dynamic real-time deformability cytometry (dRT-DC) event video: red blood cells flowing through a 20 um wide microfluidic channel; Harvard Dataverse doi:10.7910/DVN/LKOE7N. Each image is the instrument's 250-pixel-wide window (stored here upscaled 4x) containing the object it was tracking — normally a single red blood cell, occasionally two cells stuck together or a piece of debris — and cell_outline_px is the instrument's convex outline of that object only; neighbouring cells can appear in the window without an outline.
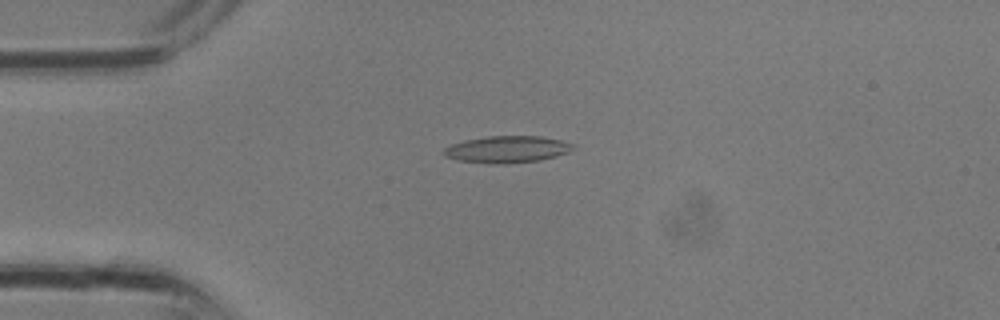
{"species": "common noctule bat (a hibernating species)", "species_latin": "Nyctalus noctula", "temperature_condition": "room temperature", "stored_images_in_passage": 30, "camera_frame_rate_fps": 3000, "um_per_image_px": 0.085, "animal": {"sex": "male", "body_mass_g": 13.3}, "frame": {"image": 1, "passage_image": 6, "time_ms": 1.667, "image_size_px": [1000, 320], "cell_outline_px": [[576, 144], [568, 152], [556, 156], [540, 160], [492, 164], [456, 160], [444, 156], [444, 148], [452, 144], [464, 140], [488, 136], [540, 136], [560, 140]], "centroid_in_image_um": [43.08, 12.69], "position_along_channel_um": 41.9, "area_um2": 20.06}}
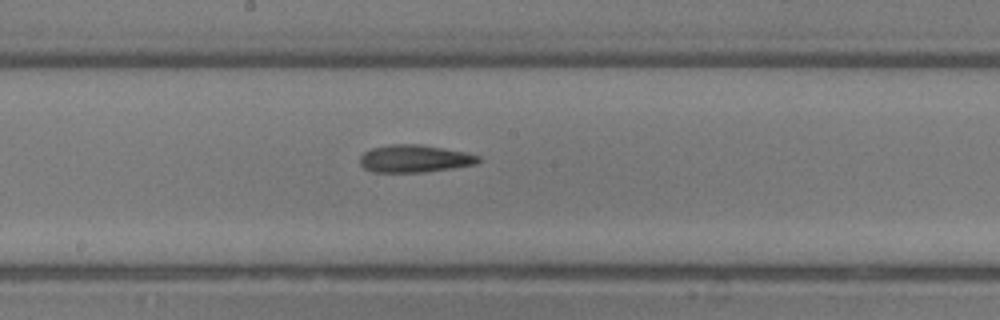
{"frame": {"image": 2, "passage_image": 15, "time_ms": 4.667, "image_size_px": [1000, 320], "cell_outline_px": [[480, 160], [476, 164], [452, 168], [424, 172], [372, 172], [364, 168], [360, 164], [360, 156], [364, 152], [372, 148], [388, 144], [424, 144], [464, 152], [480, 156]], "centroid_in_image_um": [35.22, 13.48], "position_along_channel_um": 213.0, "area_um2": 19.07}}
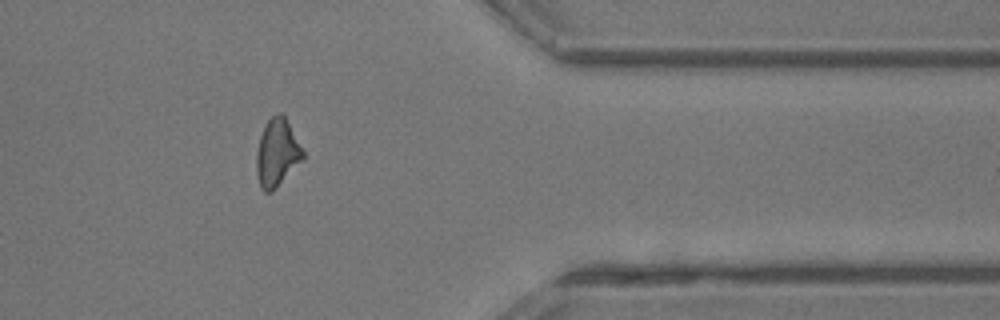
{"frame": {"image": 3, "passage_image": 24, "time_ms": 7.667, "image_size_px": [1000, 320], "cell_outline_px": [[304, 160], [272, 192], [264, 192], [260, 188], [256, 172], [256, 152], [260, 136], [264, 124], [272, 116], [280, 112], [284, 116], [304, 152]], "centroid_in_image_um": [23.53, 13.03], "position_along_channel_um": 387.9, "area_um2": 18.38}}